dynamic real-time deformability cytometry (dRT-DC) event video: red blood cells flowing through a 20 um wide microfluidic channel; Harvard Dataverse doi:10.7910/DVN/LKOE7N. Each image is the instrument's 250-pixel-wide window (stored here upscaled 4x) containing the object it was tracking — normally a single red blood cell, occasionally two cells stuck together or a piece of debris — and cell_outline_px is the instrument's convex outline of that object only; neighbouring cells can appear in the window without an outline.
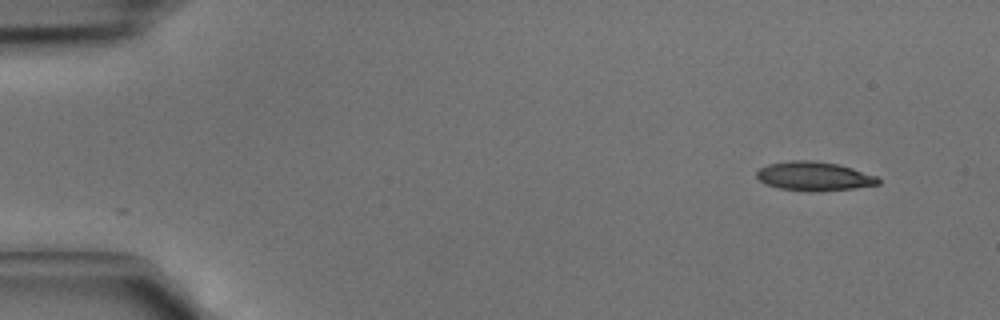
{"species": "common noctule bat (a hibernating species)", "species_latin": "Nyctalus noctula", "temperature_condition": "cold", "stored_images_in_passage": 4, "camera_frame_rate_fps": 3000, "um_per_image_px": 0.085, "animal": {"sex": "male", "body_mass_g": 15.6}, "frame": {"image": 1, "passage_image": 1, "time_ms": 0.0, "image_size_px": [1000, 320], "cell_outline_px": [[880, 184], [852, 188], [808, 192], [780, 188], [764, 184], [756, 176], [756, 172], [760, 168], [768, 164], [788, 160], [816, 160], [840, 164], [876, 176], [880, 180]], "centroid_in_image_um": [69.17, 14.96], "position_along_channel_um": 15.8, "area_um2": 20.63}}
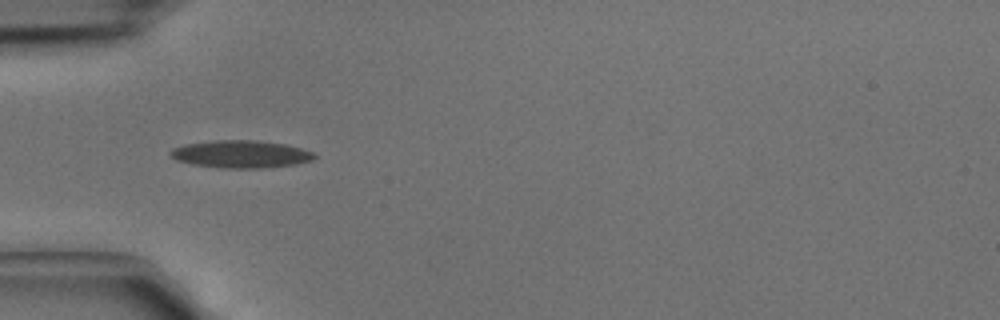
{"frame": {"image": 2, "passage_image": 3, "time_ms": 0.667, "image_size_px": [1000, 320], "cell_outline_px": [[316, 156], [312, 160], [296, 164], [260, 168], [224, 168], [192, 164], [176, 160], [168, 152], [172, 148], [184, 144], [212, 140], [256, 140], [284, 144], [300, 148], [312, 152]], "centroid_in_image_um": [20.43, 13.09], "position_along_channel_um": 64.6, "area_um2": 23.0}}